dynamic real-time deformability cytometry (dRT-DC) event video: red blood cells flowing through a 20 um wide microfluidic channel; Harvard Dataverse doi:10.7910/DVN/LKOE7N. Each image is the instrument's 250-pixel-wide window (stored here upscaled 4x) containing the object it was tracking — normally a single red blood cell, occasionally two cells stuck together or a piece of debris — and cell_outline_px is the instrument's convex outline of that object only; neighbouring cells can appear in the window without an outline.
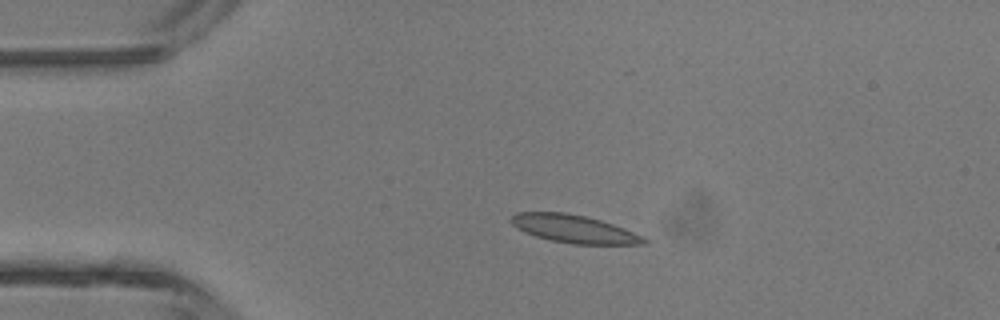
{"species": "common noctule bat (a hibernating species)", "species_latin": "Nyctalus noctula", "temperature_condition": "room temperature", "stored_images_in_passage": 3, "camera_frame_rate_fps": 3000, "um_per_image_px": 0.085, "animal": {"sex": "male", "body_mass_g": 13.3}, "frame": {"image": 1, "passage_image": 2, "time_ms": 1.0, "image_size_px": [1000, 320], "cell_outline_px": [[648, 244], [572, 244], [552, 240], [536, 236], [524, 232], [516, 228], [508, 220], [516, 212], [564, 212], [584, 216], [600, 220], [624, 228], [644, 236], [648, 240]], "centroid_in_image_um": [48.79, 19.46], "position_along_channel_um": 36.2, "area_um2": 21.62}}